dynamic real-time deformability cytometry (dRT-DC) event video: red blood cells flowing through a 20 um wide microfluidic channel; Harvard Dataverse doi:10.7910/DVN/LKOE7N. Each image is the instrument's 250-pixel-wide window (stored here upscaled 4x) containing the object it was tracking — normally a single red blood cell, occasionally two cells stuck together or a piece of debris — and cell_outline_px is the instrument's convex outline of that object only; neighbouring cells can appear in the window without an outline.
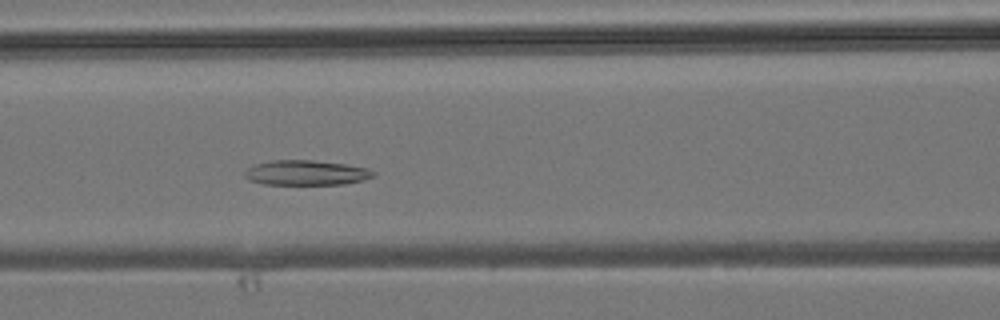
{"species": "common noctule bat (a hibernating species)", "species_latin": "Nyctalus noctula", "temperature_condition": "room temperature", "stored_images_in_passage": 44, "camera_frame_rate_fps": 3000, "um_per_image_px": 0.085, "animal": {"sex": "male", "body_mass_g": 19.2, "forearm_length_mm": 51.8}, "frame": {"image": 1, "passage_image": 17, "time_ms": 5.333, "image_size_px": [1000, 320], "cell_outline_px": [[376, 176], [364, 180], [344, 184], [264, 184], [248, 180], [244, 176], [244, 172], [248, 168], [256, 164], [272, 160], [312, 160], [344, 164], [368, 168], [376, 172]], "centroid_in_image_um": [26.05, 14.68], "position_along_channel_um": 140.6, "area_um2": 18.73}}
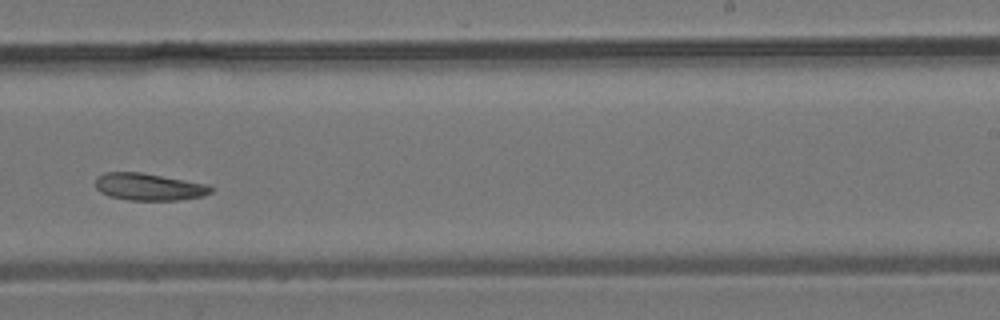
{"frame": {"image": 2, "passage_image": 26, "time_ms": 8.333, "image_size_px": [1000, 320], "cell_outline_px": [[212, 192], [204, 196], [180, 200], [128, 200], [108, 196], [100, 192], [96, 188], [96, 176], [104, 172], [140, 172], [208, 184], [212, 188]], "centroid_in_image_um": [12.64, 15.88], "position_along_channel_um": 276.4, "area_um2": 18.38}}
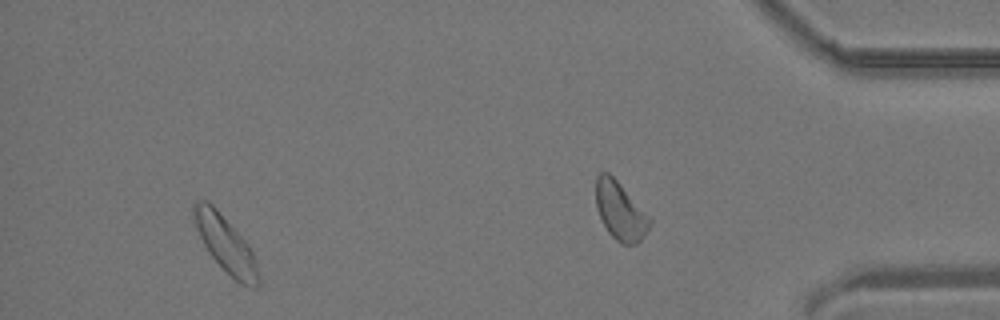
{"frame": {"image": 3, "passage_image": 40, "time_ms": 13.0, "image_size_px": [1000, 320], "cell_outline_px": [[260, 284], [248, 288], [240, 284], [212, 256], [204, 244], [196, 228], [192, 216], [192, 204], [196, 200], [208, 200], [216, 208], [248, 244], [252, 252], [256, 264], [260, 280]], "centroid_in_image_um": [19.15, 20.71], "position_along_channel_um": 416.0, "area_um2": 20.75}}